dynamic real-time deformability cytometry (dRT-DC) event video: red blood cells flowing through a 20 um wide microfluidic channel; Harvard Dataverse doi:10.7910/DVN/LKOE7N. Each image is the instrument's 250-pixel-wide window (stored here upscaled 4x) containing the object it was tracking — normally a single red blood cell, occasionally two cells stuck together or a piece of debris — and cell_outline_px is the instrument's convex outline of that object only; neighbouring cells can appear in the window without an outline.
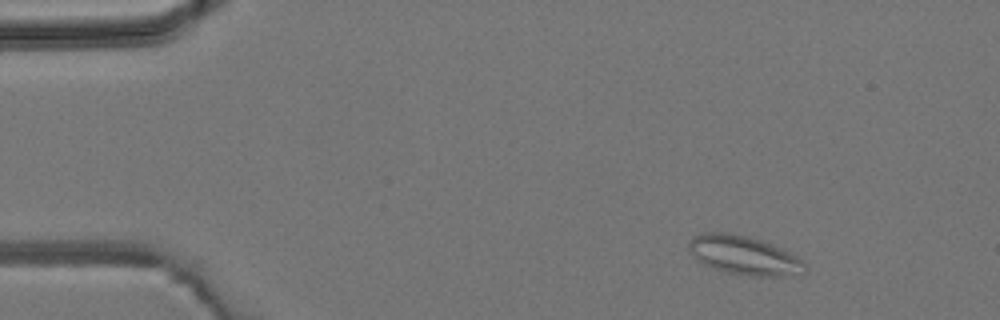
{"species": "common noctule bat (a hibernating species)", "species_latin": "Nyctalus noctula", "temperature_condition": "room temperature", "stored_images_in_passage": 5, "camera_frame_rate_fps": 3000, "um_per_image_px": 0.085, "animal": {"sex": "male", "body_mass_g": 19.2, "forearm_length_mm": 51.8}, "frame": {"image": 1, "passage_image": 2, "time_ms": 1.0, "image_size_px": [1000, 320], "cell_outline_px": [[808, 268], [804, 272], [784, 276], [748, 276], [728, 272], [704, 264], [696, 260], [692, 256], [688, 248], [688, 240], [692, 236], [704, 232], [728, 232], [748, 236], [772, 244], [796, 256]], "centroid_in_image_um": [63.18, 21.68], "position_along_channel_um": 21.8, "area_um2": 26.24}}
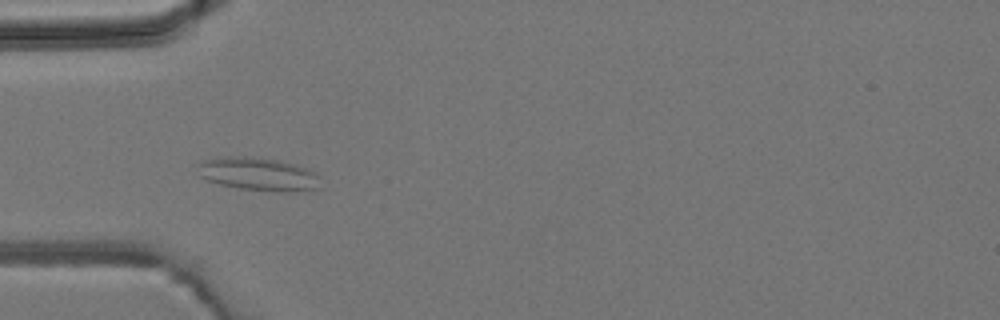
{"frame": {"image": 2, "passage_image": 4, "time_ms": 4.0, "image_size_px": [1000, 320], "cell_outline_px": [[320, 188], [288, 192], [280, 192], [240, 188], [220, 184], [208, 180], [200, 176], [196, 164], [204, 160], [228, 156], [252, 156], [280, 160], [296, 164], [316, 172]], "centroid_in_image_um": [21.96, 14.78], "position_along_channel_um": 63.0, "area_um2": 23.81}}